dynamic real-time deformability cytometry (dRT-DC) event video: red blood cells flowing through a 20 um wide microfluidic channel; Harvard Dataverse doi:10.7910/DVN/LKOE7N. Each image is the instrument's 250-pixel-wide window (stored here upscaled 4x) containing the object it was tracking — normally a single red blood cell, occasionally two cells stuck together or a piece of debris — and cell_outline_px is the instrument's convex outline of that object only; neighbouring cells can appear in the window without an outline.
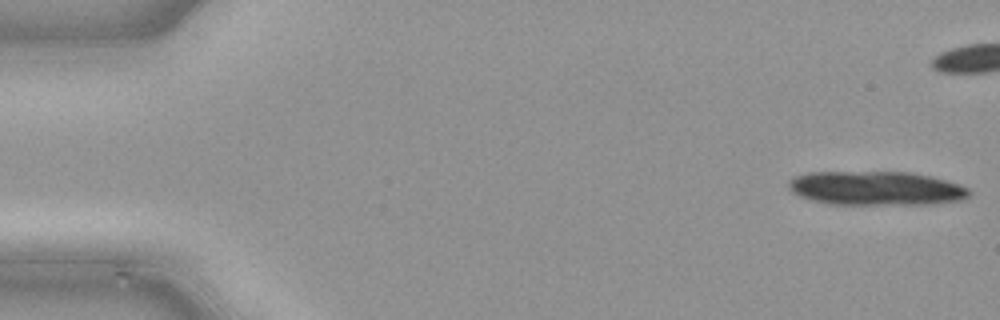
{"species": "common noctule bat (a hibernating species)", "species_latin": "Nyctalus noctula", "temperature_condition": "cold", "stored_images_in_passage": 38, "camera_frame_rate_fps": 3000, "um_per_image_px": 0.085, "animal": {"sex": "male", "body_mass_g": 21.5, "forearm_length_mm": 52.0}, "frame": {"image": 1, "passage_image": 1, "time_ms": 0.0, "image_size_px": [1000, 320], "cell_outline_px": [[972, 192], [964, 200], [936, 204], [828, 204], [812, 200], [800, 196], [792, 192], [788, 188], [788, 180], [792, 176], [808, 172], [912, 172], [932, 176], [968, 188]], "centroid_in_image_um": [74.45, 16.0], "position_along_channel_um": 10.6, "area_um2": 36.13}}